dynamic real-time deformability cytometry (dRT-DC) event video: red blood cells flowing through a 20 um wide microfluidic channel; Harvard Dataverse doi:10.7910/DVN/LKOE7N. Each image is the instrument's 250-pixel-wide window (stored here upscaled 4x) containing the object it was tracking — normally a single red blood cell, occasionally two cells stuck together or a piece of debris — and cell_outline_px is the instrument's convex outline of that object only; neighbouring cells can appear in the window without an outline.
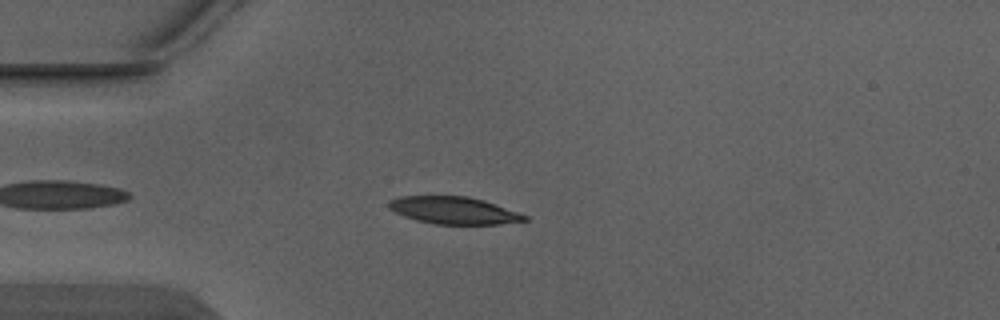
{"species": "Egyptian fruit bat (a non-hibernating species)", "species_latin": "Rousettus aegyptiacus", "temperature_condition": "warm", "stored_images_in_passage": 4, "camera_frame_rate_fps": 3000, "um_per_image_px": 0.085, "animal": {"sex": "male"}, "frame": {"image": 1, "passage_image": 4, "time_ms": 1.0, "image_size_px": [1000, 320], "cell_outline_px": [[528, 220], [500, 224], [436, 224], [416, 220], [404, 216], [388, 208], [388, 200], [400, 196], [468, 196], [484, 200], [528, 216]], "centroid_in_image_um": [38.55, 17.88], "position_along_channel_um": 46.5, "area_um2": 21.5}}